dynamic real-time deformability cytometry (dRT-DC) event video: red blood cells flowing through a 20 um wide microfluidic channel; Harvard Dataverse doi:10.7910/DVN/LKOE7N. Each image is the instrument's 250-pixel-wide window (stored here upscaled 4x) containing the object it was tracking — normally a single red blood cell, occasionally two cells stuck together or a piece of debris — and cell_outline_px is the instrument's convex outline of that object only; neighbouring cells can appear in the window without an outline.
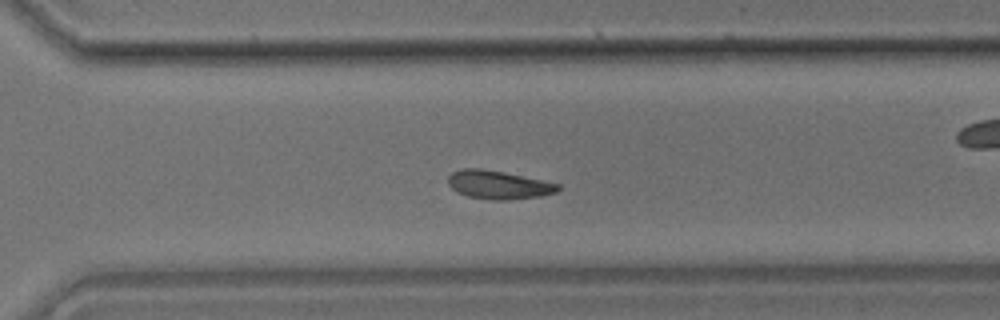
{"species": "common noctule bat (a hibernating species)", "species_latin": "Nyctalus noctula", "temperature_condition": "room temperature", "stored_images_in_passage": 39, "camera_frame_rate_fps": 3000, "um_per_image_px": 0.085, "animal": {"sex": "male", "body_mass_g": 17.9}, "frame": {"image": 1, "passage_image": 27, "time_ms": 8.667, "image_size_px": [1000, 320], "cell_outline_px": [[560, 188], [556, 192], [540, 196], [508, 200], [488, 200], [468, 196], [456, 192], [448, 184], [448, 176], [452, 172], [464, 168], [480, 168], [504, 172], [560, 184]], "centroid_in_image_um": [42.34, 15.71], "position_along_channel_um": 328.3, "area_um2": 18.21}}